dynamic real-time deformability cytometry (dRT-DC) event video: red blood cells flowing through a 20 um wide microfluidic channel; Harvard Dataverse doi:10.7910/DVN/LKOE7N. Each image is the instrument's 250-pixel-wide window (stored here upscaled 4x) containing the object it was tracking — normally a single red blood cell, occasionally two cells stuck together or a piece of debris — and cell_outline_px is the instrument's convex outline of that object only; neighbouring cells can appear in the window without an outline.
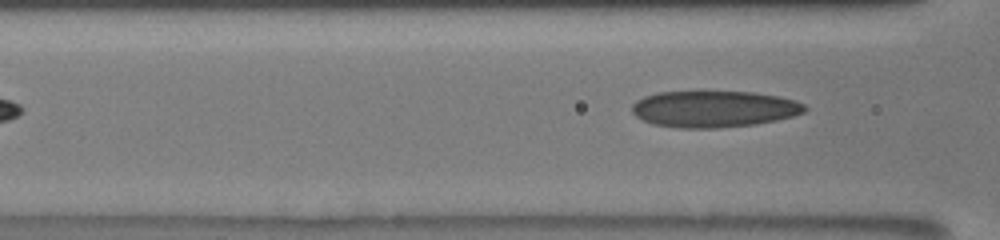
{"species": "human", "species_latin": "Homo sapiens", "temperature_condition": "room temperature", "stored_images_in_passage": 13, "camera_frame_rate_fps": 3000, "um_per_image_px": 0.085, "donor": {"sex": "male"}, "frame": {"image": 1, "passage_image": 13, "time_ms": 8.333, "image_size_px": [1000, 240], "cell_outline_px": [[808, 108], [804, 112], [792, 116], [776, 120], [756, 124], [716, 128], [676, 128], [652, 124], [636, 116], [632, 112], [632, 104], [636, 100], [644, 96], [656, 92], [752, 92], [780, 96], [796, 100], [804, 104]], "centroid_in_image_um": [60.68, 9.26], "position_along_channel_um": 105.9, "area_um2": 36.88}}